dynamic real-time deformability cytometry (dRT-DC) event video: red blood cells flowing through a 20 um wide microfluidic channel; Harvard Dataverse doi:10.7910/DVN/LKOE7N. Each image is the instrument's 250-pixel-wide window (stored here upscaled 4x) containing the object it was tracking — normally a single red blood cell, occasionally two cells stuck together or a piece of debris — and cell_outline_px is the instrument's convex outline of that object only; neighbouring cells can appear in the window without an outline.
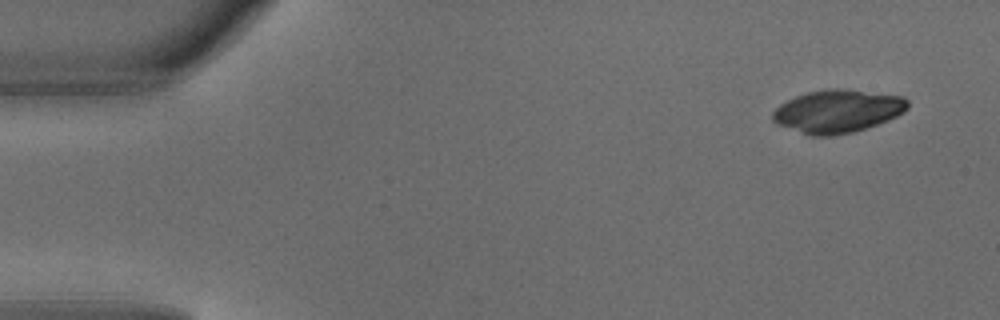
{"species": "common noctule bat (a hibernating species)", "species_latin": "Nyctalus noctula", "temperature_condition": "warm", "stored_images_in_passage": 4, "camera_frame_rate_fps": 3000, "um_per_image_px": 0.085, "animal": {"sex": "male", "body_mass_g": 18.8}, "frame": {"image": 1, "passage_image": 1, "time_ms": 0.0, "image_size_px": [1000, 320], "cell_outline_px": [[908, 108], [904, 112], [888, 120], [852, 132], [832, 136], [812, 136], [776, 124], [772, 120], [772, 112], [780, 104], [796, 96], [808, 92], [828, 88], [844, 88], [904, 96], [908, 100]], "centroid_in_image_um": [71.19, 9.44], "position_along_channel_um": 13.8, "area_um2": 33.87}}